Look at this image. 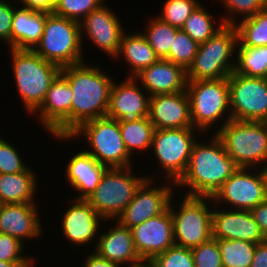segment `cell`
<instances>
[{
  "label": "cell",
  "mask_w": 267,
  "mask_h": 267,
  "mask_svg": "<svg viewBox=\"0 0 267 267\" xmlns=\"http://www.w3.org/2000/svg\"><path fill=\"white\" fill-rule=\"evenodd\" d=\"M234 25H223L206 42L199 44L197 54L188 67L187 80H210L228 77L236 64L230 62L231 54L238 46Z\"/></svg>",
  "instance_id": "obj_6"
},
{
  "label": "cell",
  "mask_w": 267,
  "mask_h": 267,
  "mask_svg": "<svg viewBox=\"0 0 267 267\" xmlns=\"http://www.w3.org/2000/svg\"><path fill=\"white\" fill-rule=\"evenodd\" d=\"M10 51L19 96L29 113H35L61 67L46 61L33 50L10 48Z\"/></svg>",
  "instance_id": "obj_3"
},
{
  "label": "cell",
  "mask_w": 267,
  "mask_h": 267,
  "mask_svg": "<svg viewBox=\"0 0 267 267\" xmlns=\"http://www.w3.org/2000/svg\"><path fill=\"white\" fill-rule=\"evenodd\" d=\"M131 230L135 248L142 261H151L156 255L175 245L170 208Z\"/></svg>",
  "instance_id": "obj_16"
},
{
  "label": "cell",
  "mask_w": 267,
  "mask_h": 267,
  "mask_svg": "<svg viewBox=\"0 0 267 267\" xmlns=\"http://www.w3.org/2000/svg\"><path fill=\"white\" fill-rule=\"evenodd\" d=\"M35 262H8L0 260V267H33Z\"/></svg>",
  "instance_id": "obj_48"
},
{
  "label": "cell",
  "mask_w": 267,
  "mask_h": 267,
  "mask_svg": "<svg viewBox=\"0 0 267 267\" xmlns=\"http://www.w3.org/2000/svg\"><path fill=\"white\" fill-rule=\"evenodd\" d=\"M60 74L68 81L72 92L71 135L83 123L106 117L112 78L100 68L84 62L61 68Z\"/></svg>",
  "instance_id": "obj_1"
},
{
  "label": "cell",
  "mask_w": 267,
  "mask_h": 267,
  "mask_svg": "<svg viewBox=\"0 0 267 267\" xmlns=\"http://www.w3.org/2000/svg\"><path fill=\"white\" fill-rule=\"evenodd\" d=\"M186 92L191 123L200 131L209 129L226 110H230L228 77L188 81Z\"/></svg>",
  "instance_id": "obj_9"
},
{
  "label": "cell",
  "mask_w": 267,
  "mask_h": 267,
  "mask_svg": "<svg viewBox=\"0 0 267 267\" xmlns=\"http://www.w3.org/2000/svg\"><path fill=\"white\" fill-rule=\"evenodd\" d=\"M250 211L255 222L258 224L262 235L265 239H267V199L252 208Z\"/></svg>",
  "instance_id": "obj_44"
},
{
  "label": "cell",
  "mask_w": 267,
  "mask_h": 267,
  "mask_svg": "<svg viewBox=\"0 0 267 267\" xmlns=\"http://www.w3.org/2000/svg\"><path fill=\"white\" fill-rule=\"evenodd\" d=\"M36 203L0 204V233L23 238L40 236L42 227Z\"/></svg>",
  "instance_id": "obj_22"
},
{
  "label": "cell",
  "mask_w": 267,
  "mask_h": 267,
  "mask_svg": "<svg viewBox=\"0 0 267 267\" xmlns=\"http://www.w3.org/2000/svg\"><path fill=\"white\" fill-rule=\"evenodd\" d=\"M22 242L11 235L0 233V260L8 262H34L30 257L21 255Z\"/></svg>",
  "instance_id": "obj_42"
},
{
  "label": "cell",
  "mask_w": 267,
  "mask_h": 267,
  "mask_svg": "<svg viewBox=\"0 0 267 267\" xmlns=\"http://www.w3.org/2000/svg\"><path fill=\"white\" fill-rule=\"evenodd\" d=\"M73 92L68 81L59 74L51 83L44 102L35 111L47 131L54 136H71V104Z\"/></svg>",
  "instance_id": "obj_14"
},
{
  "label": "cell",
  "mask_w": 267,
  "mask_h": 267,
  "mask_svg": "<svg viewBox=\"0 0 267 267\" xmlns=\"http://www.w3.org/2000/svg\"><path fill=\"white\" fill-rule=\"evenodd\" d=\"M221 2L226 6L230 15L233 13L230 17L225 16L223 20H220L224 25L235 24L234 19L231 18L234 14H243L245 16L242 19H245L265 10L266 7V0H221Z\"/></svg>",
  "instance_id": "obj_40"
},
{
  "label": "cell",
  "mask_w": 267,
  "mask_h": 267,
  "mask_svg": "<svg viewBox=\"0 0 267 267\" xmlns=\"http://www.w3.org/2000/svg\"><path fill=\"white\" fill-rule=\"evenodd\" d=\"M213 16L202 5H199L195 11L186 20L181 28L187 35L198 44L206 42L211 36L221 29L224 23L221 21L218 27L213 25Z\"/></svg>",
  "instance_id": "obj_34"
},
{
  "label": "cell",
  "mask_w": 267,
  "mask_h": 267,
  "mask_svg": "<svg viewBox=\"0 0 267 267\" xmlns=\"http://www.w3.org/2000/svg\"><path fill=\"white\" fill-rule=\"evenodd\" d=\"M215 133L241 168L267 162V122L226 120Z\"/></svg>",
  "instance_id": "obj_4"
},
{
  "label": "cell",
  "mask_w": 267,
  "mask_h": 267,
  "mask_svg": "<svg viewBox=\"0 0 267 267\" xmlns=\"http://www.w3.org/2000/svg\"><path fill=\"white\" fill-rule=\"evenodd\" d=\"M106 169L86 151H80L70 159L65 174L71 187L81 192L77 200H87L91 196Z\"/></svg>",
  "instance_id": "obj_25"
},
{
  "label": "cell",
  "mask_w": 267,
  "mask_h": 267,
  "mask_svg": "<svg viewBox=\"0 0 267 267\" xmlns=\"http://www.w3.org/2000/svg\"><path fill=\"white\" fill-rule=\"evenodd\" d=\"M151 177H148L136 191L134 198L126 206L123 212L116 220L128 227L133 228L146 220L164 213L173 198L172 186L164 185L161 187H151L153 183Z\"/></svg>",
  "instance_id": "obj_15"
},
{
  "label": "cell",
  "mask_w": 267,
  "mask_h": 267,
  "mask_svg": "<svg viewBox=\"0 0 267 267\" xmlns=\"http://www.w3.org/2000/svg\"><path fill=\"white\" fill-rule=\"evenodd\" d=\"M131 166L107 168L91 196L86 200L103 218L117 219L148 177H134Z\"/></svg>",
  "instance_id": "obj_8"
},
{
  "label": "cell",
  "mask_w": 267,
  "mask_h": 267,
  "mask_svg": "<svg viewBox=\"0 0 267 267\" xmlns=\"http://www.w3.org/2000/svg\"><path fill=\"white\" fill-rule=\"evenodd\" d=\"M81 41L83 33L92 39L97 47L103 50L109 56L117 58L120 48L121 38L124 34L123 27L116 14L104 6V3L94 9L80 22ZM83 30V31H82Z\"/></svg>",
  "instance_id": "obj_17"
},
{
  "label": "cell",
  "mask_w": 267,
  "mask_h": 267,
  "mask_svg": "<svg viewBox=\"0 0 267 267\" xmlns=\"http://www.w3.org/2000/svg\"><path fill=\"white\" fill-rule=\"evenodd\" d=\"M5 0H0V40L11 48L12 19L15 7Z\"/></svg>",
  "instance_id": "obj_43"
},
{
  "label": "cell",
  "mask_w": 267,
  "mask_h": 267,
  "mask_svg": "<svg viewBox=\"0 0 267 267\" xmlns=\"http://www.w3.org/2000/svg\"><path fill=\"white\" fill-rule=\"evenodd\" d=\"M235 72L248 77L267 78V45L238 46Z\"/></svg>",
  "instance_id": "obj_31"
},
{
  "label": "cell",
  "mask_w": 267,
  "mask_h": 267,
  "mask_svg": "<svg viewBox=\"0 0 267 267\" xmlns=\"http://www.w3.org/2000/svg\"><path fill=\"white\" fill-rule=\"evenodd\" d=\"M138 267H156L155 265H153L150 261H142Z\"/></svg>",
  "instance_id": "obj_49"
},
{
  "label": "cell",
  "mask_w": 267,
  "mask_h": 267,
  "mask_svg": "<svg viewBox=\"0 0 267 267\" xmlns=\"http://www.w3.org/2000/svg\"><path fill=\"white\" fill-rule=\"evenodd\" d=\"M231 112L227 120L267 122V78L235 71L228 76Z\"/></svg>",
  "instance_id": "obj_12"
},
{
  "label": "cell",
  "mask_w": 267,
  "mask_h": 267,
  "mask_svg": "<svg viewBox=\"0 0 267 267\" xmlns=\"http://www.w3.org/2000/svg\"><path fill=\"white\" fill-rule=\"evenodd\" d=\"M46 12L26 7L14 9L11 30V48L32 50L43 35Z\"/></svg>",
  "instance_id": "obj_26"
},
{
  "label": "cell",
  "mask_w": 267,
  "mask_h": 267,
  "mask_svg": "<svg viewBox=\"0 0 267 267\" xmlns=\"http://www.w3.org/2000/svg\"><path fill=\"white\" fill-rule=\"evenodd\" d=\"M178 30L179 28L171 26L159 17H156L152 18V21L148 24L147 32H142V35L146 38L159 59H166L169 56L170 46Z\"/></svg>",
  "instance_id": "obj_33"
},
{
  "label": "cell",
  "mask_w": 267,
  "mask_h": 267,
  "mask_svg": "<svg viewBox=\"0 0 267 267\" xmlns=\"http://www.w3.org/2000/svg\"><path fill=\"white\" fill-rule=\"evenodd\" d=\"M223 267H250L256 244L242 240L217 239Z\"/></svg>",
  "instance_id": "obj_32"
},
{
  "label": "cell",
  "mask_w": 267,
  "mask_h": 267,
  "mask_svg": "<svg viewBox=\"0 0 267 267\" xmlns=\"http://www.w3.org/2000/svg\"><path fill=\"white\" fill-rule=\"evenodd\" d=\"M250 267H267V239L256 244Z\"/></svg>",
  "instance_id": "obj_46"
},
{
  "label": "cell",
  "mask_w": 267,
  "mask_h": 267,
  "mask_svg": "<svg viewBox=\"0 0 267 267\" xmlns=\"http://www.w3.org/2000/svg\"><path fill=\"white\" fill-rule=\"evenodd\" d=\"M198 46L199 44L192 40L186 32L179 29L173 38L166 60L181 65L187 70L197 54Z\"/></svg>",
  "instance_id": "obj_35"
},
{
  "label": "cell",
  "mask_w": 267,
  "mask_h": 267,
  "mask_svg": "<svg viewBox=\"0 0 267 267\" xmlns=\"http://www.w3.org/2000/svg\"><path fill=\"white\" fill-rule=\"evenodd\" d=\"M137 82L134 77H128L120 84H112L107 117L132 122L149 116L150 95L145 97Z\"/></svg>",
  "instance_id": "obj_18"
},
{
  "label": "cell",
  "mask_w": 267,
  "mask_h": 267,
  "mask_svg": "<svg viewBox=\"0 0 267 267\" xmlns=\"http://www.w3.org/2000/svg\"><path fill=\"white\" fill-rule=\"evenodd\" d=\"M196 128L155 129L152 148L161 168L173 186L185 174L189 165L192 148L196 139L193 131Z\"/></svg>",
  "instance_id": "obj_11"
},
{
  "label": "cell",
  "mask_w": 267,
  "mask_h": 267,
  "mask_svg": "<svg viewBox=\"0 0 267 267\" xmlns=\"http://www.w3.org/2000/svg\"><path fill=\"white\" fill-rule=\"evenodd\" d=\"M119 126L122 140L130 157L136 149L143 151L152 147L155 128L149 116L132 122H119Z\"/></svg>",
  "instance_id": "obj_29"
},
{
  "label": "cell",
  "mask_w": 267,
  "mask_h": 267,
  "mask_svg": "<svg viewBox=\"0 0 267 267\" xmlns=\"http://www.w3.org/2000/svg\"><path fill=\"white\" fill-rule=\"evenodd\" d=\"M57 0H24V7L34 11L52 13Z\"/></svg>",
  "instance_id": "obj_45"
},
{
  "label": "cell",
  "mask_w": 267,
  "mask_h": 267,
  "mask_svg": "<svg viewBox=\"0 0 267 267\" xmlns=\"http://www.w3.org/2000/svg\"><path fill=\"white\" fill-rule=\"evenodd\" d=\"M250 168L237 169L211 197V202L228 203L235 206V210L250 211L267 199V169L263 168L259 173L250 174ZM224 200V201H223Z\"/></svg>",
  "instance_id": "obj_13"
},
{
  "label": "cell",
  "mask_w": 267,
  "mask_h": 267,
  "mask_svg": "<svg viewBox=\"0 0 267 267\" xmlns=\"http://www.w3.org/2000/svg\"><path fill=\"white\" fill-rule=\"evenodd\" d=\"M195 267H223L217 239L201 243L191 249Z\"/></svg>",
  "instance_id": "obj_39"
},
{
  "label": "cell",
  "mask_w": 267,
  "mask_h": 267,
  "mask_svg": "<svg viewBox=\"0 0 267 267\" xmlns=\"http://www.w3.org/2000/svg\"><path fill=\"white\" fill-rule=\"evenodd\" d=\"M17 149L2 137L0 138V174H16L25 171L26 166Z\"/></svg>",
  "instance_id": "obj_41"
},
{
  "label": "cell",
  "mask_w": 267,
  "mask_h": 267,
  "mask_svg": "<svg viewBox=\"0 0 267 267\" xmlns=\"http://www.w3.org/2000/svg\"><path fill=\"white\" fill-rule=\"evenodd\" d=\"M32 50L61 68L82 63L80 22L46 13L43 35Z\"/></svg>",
  "instance_id": "obj_5"
},
{
  "label": "cell",
  "mask_w": 267,
  "mask_h": 267,
  "mask_svg": "<svg viewBox=\"0 0 267 267\" xmlns=\"http://www.w3.org/2000/svg\"><path fill=\"white\" fill-rule=\"evenodd\" d=\"M18 1V3H19V1L23 4V2H24V0H17Z\"/></svg>",
  "instance_id": "obj_50"
},
{
  "label": "cell",
  "mask_w": 267,
  "mask_h": 267,
  "mask_svg": "<svg viewBox=\"0 0 267 267\" xmlns=\"http://www.w3.org/2000/svg\"><path fill=\"white\" fill-rule=\"evenodd\" d=\"M207 199L211 200V197L186 195L179 211L172 208L171 199L169 208L175 245L192 249L212 238V211L208 209Z\"/></svg>",
  "instance_id": "obj_10"
},
{
  "label": "cell",
  "mask_w": 267,
  "mask_h": 267,
  "mask_svg": "<svg viewBox=\"0 0 267 267\" xmlns=\"http://www.w3.org/2000/svg\"><path fill=\"white\" fill-rule=\"evenodd\" d=\"M103 2L104 0H57L52 13L81 22L89 13L101 6Z\"/></svg>",
  "instance_id": "obj_37"
},
{
  "label": "cell",
  "mask_w": 267,
  "mask_h": 267,
  "mask_svg": "<svg viewBox=\"0 0 267 267\" xmlns=\"http://www.w3.org/2000/svg\"><path fill=\"white\" fill-rule=\"evenodd\" d=\"M212 238L242 240L254 244L265 240L251 211H212Z\"/></svg>",
  "instance_id": "obj_19"
},
{
  "label": "cell",
  "mask_w": 267,
  "mask_h": 267,
  "mask_svg": "<svg viewBox=\"0 0 267 267\" xmlns=\"http://www.w3.org/2000/svg\"><path fill=\"white\" fill-rule=\"evenodd\" d=\"M33 173L27 168L16 174H0V204L34 203L37 178Z\"/></svg>",
  "instance_id": "obj_27"
},
{
  "label": "cell",
  "mask_w": 267,
  "mask_h": 267,
  "mask_svg": "<svg viewBox=\"0 0 267 267\" xmlns=\"http://www.w3.org/2000/svg\"><path fill=\"white\" fill-rule=\"evenodd\" d=\"M156 267H195L191 248L174 245L151 261Z\"/></svg>",
  "instance_id": "obj_38"
},
{
  "label": "cell",
  "mask_w": 267,
  "mask_h": 267,
  "mask_svg": "<svg viewBox=\"0 0 267 267\" xmlns=\"http://www.w3.org/2000/svg\"><path fill=\"white\" fill-rule=\"evenodd\" d=\"M134 78L140 79L150 96L185 91L188 82L186 69L166 59H159Z\"/></svg>",
  "instance_id": "obj_21"
},
{
  "label": "cell",
  "mask_w": 267,
  "mask_h": 267,
  "mask_svg": "<svg viewBox=\"0 0 267 267\" xmlns=\"http://www.w3.org/2000/svg\"><path fill=\"white\" fill-rule=\"evenodd\" d=\"M214 137V138H213ZM210 143L195 142L189 165L176 186H185L187 196L213 197L223 183L240 167L214 135Z\"/></svg>",
  "instance_id": "obj_2"
},
{
  "label": "cell",
  "mask_w": 267,
  "mask_h": 267,
  "mask_svg": "<svg viewBox=\"0 0 267 267\" xmlns=\"http://www.w3.org/2000/svg\"><path fill=\"white\" fill-rule=\"evenodd\" d=\"M120 264L115 263L98 256L95 252L89 254L85 259V264L83 267H120Z\"/></svg>",
  "instance_id": "obj_47"
},
{
  "label": "cell",
  "mask_w": 267,
  "mask_h": 267,
  "mask_svg": "<svg viewBox=\"0 0 267 267\" xmlns=\"http://www.w3.org/2000/svg\"><path fill=\"white\" fill-rule=\"evenodd\" d=\"M234 24L240 46L260 47L267 45V10ZM241 41V42H240Z\"/></svg>",
  "instance_id": "obj_30"
},
{
  "label": "cell",
  "mask_w": 267,
  "mask_h": 267,
  "mask_svg": "<svg viewBox=\"0 0 267 267\" xmlns=\"http://www.w3.org/2000/svg\"><path fill=\"white\" fill-rule=\"evenodd\" d=\"M158 16L171 26L181 29L188 17L200 5L196 0H166Z\"/></svg>",
  "instance_id": "obj_36"
},
{
  "label": "cell",
  "mask_w": 267,
  "mask_h": 267,
  "mask_svg": "<svg viewBox=\"0 0 267 267\" xmlns=\"http://www.w3.org/2000/svg\"><path fill=\"white\" fill-rule=\"evenodd\" d=\"M149 118L155 129L193 127L186 90L150 96Z\"/></svg>",
  "instance_id": "obj_20"
},
{
  "label": "cell",
  "mask_w": 267,
  "mask_h": 267,
  "mask_svg": "<svg viewBox=\"0 0 267 267\" xmlns=\"http://www.w3.org/2000/svg\"><path fill=\"white\" fill-rule=\"evenodd\" d=\"M122 55L126 63L130 65L131 76L135 77L143 69L156 63L159 57L149 45L142 33L122 35L121 44L117 56Z\"/></svg>",
  "instance_id": "obj_28"
},
{
  "label": "cell",
  "mask_w": 267,
  "mask_h": 267,
  "mask_svg": "<svg viewBox=\"0 0 267 267\" xmlns=\"http://www.w3.org/2000/svg\"><path fill=\"white\" fill-rule=\"evenodd\" d=\"M66 211L62 222V231L66 238L75 244L82 245L92 240L98 232L99 219L103 218L86 200H77Z\"/></svg>",
  "instance_id": "obj_24"
},
{
  "label": "cell",
  "mask_w": 267,
  "mask_h": 267,
  "mask_svg": "<svg viewBox=\"0 0 267 267\" xmlns=\"http://www.w3.org/2000/svg\"><path fill=\"white\" fill-rule=\"evenodd\" d=\"M84 133L89 147L87 151L99 163L107 168H124L131 166L130 156L122 140L119 121L109 117L96 118L83 123L71 136H54L57 139H69ZM94 150V151H93Z\"/></svg>",
  "instance_id": "obj_7"
},
{
  "label": "cell",
  "mask_w": 267,
  "mask_h": 267,
  "mask_svg": "<svg viewBox=\"0 0 267 267\" xmlns=\"http://www.w3.org/2000/svg\"><path fill=\"white\" fill-rule=\"evenodd\" d=\"M116 222L115 228L99 235L95 253L120 265L126 263L129 267H138L142 259L135 248L132 230Z\"/></svg>",
  "instance_id": "obj_23"
}]
</instances>
